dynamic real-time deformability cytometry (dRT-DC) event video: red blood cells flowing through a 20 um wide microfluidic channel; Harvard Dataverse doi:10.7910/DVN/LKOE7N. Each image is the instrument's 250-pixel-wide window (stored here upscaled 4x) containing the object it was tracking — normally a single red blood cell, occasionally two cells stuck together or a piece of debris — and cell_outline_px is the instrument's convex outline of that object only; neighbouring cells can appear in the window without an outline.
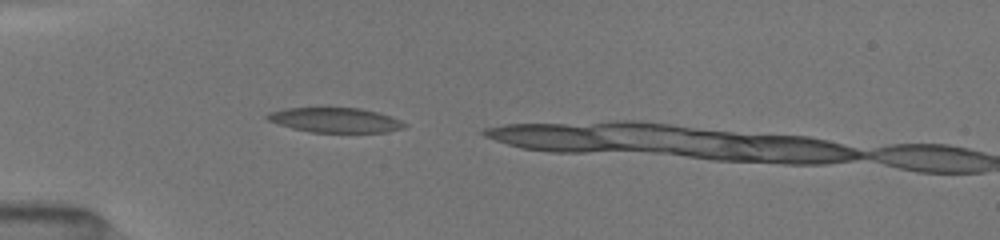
{"species": "common noctule bat (a hibernating species)", "species_latin": "Nyctalus noctula", "temperature_condition": "room temperature", "stored_images_in_passage": 4, "camera_frame_rate_fps": 3000, "um_per_image_px": 0.085, "animal": {"sex": "female", "body_mass_g": 19.5, "forearm_length_mm": 54.1}, "frame": {"image": 1, "passage_image": 2, "time_ms": 1.0, "image_size_px": [1000, 240], "cell_outline_px": [[408, 124], [404, 128], [384, 132], [312, 132], [292, 128], [268, 120], [264, 116], [268, 112], [288, 108], [360, 108], [376, 112], [400, 120]], "centroid_in_image_um": [28.48, 10.21], "position_along_channel_um": 56.5, "area_um2": 19.54}}